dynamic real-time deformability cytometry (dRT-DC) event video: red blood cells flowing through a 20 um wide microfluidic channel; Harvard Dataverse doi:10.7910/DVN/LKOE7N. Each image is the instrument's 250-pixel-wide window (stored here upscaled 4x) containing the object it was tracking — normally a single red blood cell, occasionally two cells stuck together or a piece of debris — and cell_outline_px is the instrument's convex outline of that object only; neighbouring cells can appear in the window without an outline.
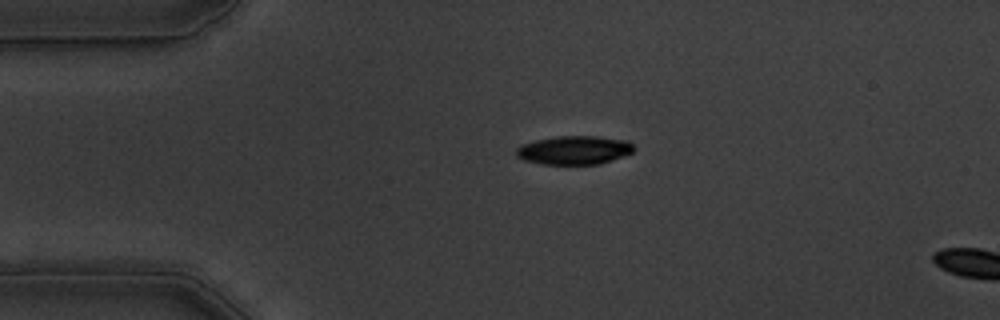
{"species": "common noctule bat (a hibernating species)", "species_latin": "Nyctalus noctula", "temperature_condition": "warm", "stored_images_in_passage": 4, "camera_frame_rate_fps": 3000, "um_per_image_px": 0.085, "animal": {"sex": "male", "body_mass_g": 19.5, "forearm_length_mm": 54.6}, "frame": {"image": 1, "passage_image": 1, "time_ms": 0.0, "image_size_px": [1000, 320], "cell_outline_px": [[636, 148], [632, 152], [624, 156], [600, 164], [540, 164], [524, 160], [516, 156], [516, 148], [520, 144], [536, 140], [556, 136], [596, 136], [628, 140]], "centroid_in_image_um": [48.81, 12.76], "position_along_channel_um": 36.2, "area_um2": 19.83}}